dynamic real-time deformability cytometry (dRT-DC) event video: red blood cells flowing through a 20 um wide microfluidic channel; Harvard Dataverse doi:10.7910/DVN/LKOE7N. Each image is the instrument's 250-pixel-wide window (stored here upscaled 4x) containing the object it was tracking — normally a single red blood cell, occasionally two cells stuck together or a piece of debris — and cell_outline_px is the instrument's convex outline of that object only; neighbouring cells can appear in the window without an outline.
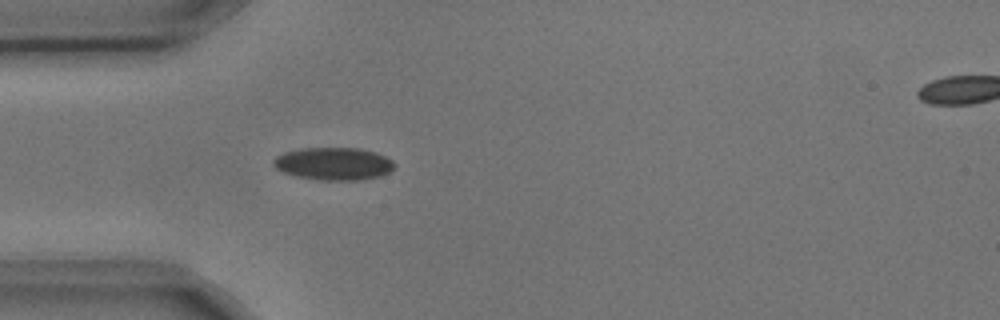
{"species": "common noctule bat (a hibernating species)", "species_latin": "Nyctalus noctula", "temperature_condition": "cold", "stored_images_in_passage": 6, "segment_of_instrument_passage": [1, 2], "camera_frame_rate_fps": 3000, "um_per_image_px": 0.085, "animal": {"sex": "male", "body_mass_g": 17.9, "forearm_length_mm": 54.2}, "frame": {"image": 1, "passage_image": 5, "time_ms": 1.333, "image_size_px": [1000, 320], "cell_outline_px": [[396, 164], [388, 172], [380, 176], [356, 180], [320, 180], [296, 176], [284, 172], [276, 168], [272, 164], [272, 160], [276, 156], [284, 152], [304, 148], [360, 148], [376, 152], [392, 160]], "centroid_in_image_um": [28.34, 13.91], "position_along_channel_um": 56.7, "area_um2": 22.95}}